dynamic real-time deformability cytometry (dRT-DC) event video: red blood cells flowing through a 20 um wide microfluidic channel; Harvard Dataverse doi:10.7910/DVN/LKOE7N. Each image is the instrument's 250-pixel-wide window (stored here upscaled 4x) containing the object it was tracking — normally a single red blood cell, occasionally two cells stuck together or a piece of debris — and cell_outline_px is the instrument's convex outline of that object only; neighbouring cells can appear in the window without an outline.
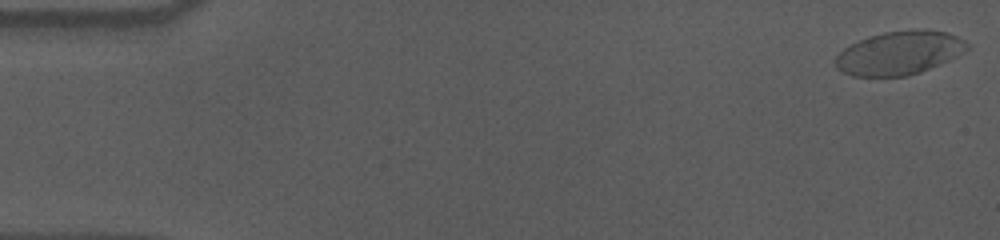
{"species": "human", "species_latin": "Homo sapiens", "temperature_condition": "cold", "stored_images_in_passage": 57, "camera_frame_rate_fps": 3000, "um_per_image_px": 0.085, "donor": {"sex": "male"}, "frame": {"image": 1, "passage_image": 1, "time_ms": 0.0, "image_size_px": [1000, 240], "cell_outline_px": [[972, 48], [948, 60], [920, 72], [908, 76], [852, 76], [836, 68], [836, 56], [844, 48], [868, 36], [884, 32], [920, 28], [928, 28], [948, 32], [972, 44]], "centroid_in_image_um": [76.5, 4.48], "position_along_channel_um": 8.5, "area_um2": 33.64}}
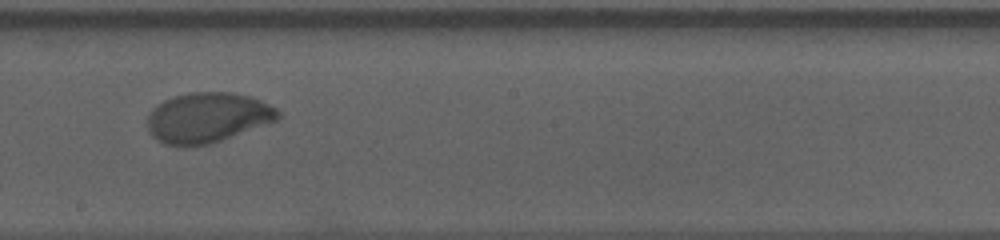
{"frame": {"image": 2, "passage_image": 32, "time_ms": 10.333, "image_size_px": [1000, 240], "cell_outline_px": [[280, 116], [276, 120], [220, 140], [208, 144], [164, 144], [156, 140], [148, 132], [148, 112], [156, 104], [172, 96], [192, 92], [232, 92], [248, 96], [260, 100], [276, 108], [280, 112]], "centroid_in_image_um": [17.59, 9.96], "position_along_channel_um": 230.6, "area_um2": 37.63}}
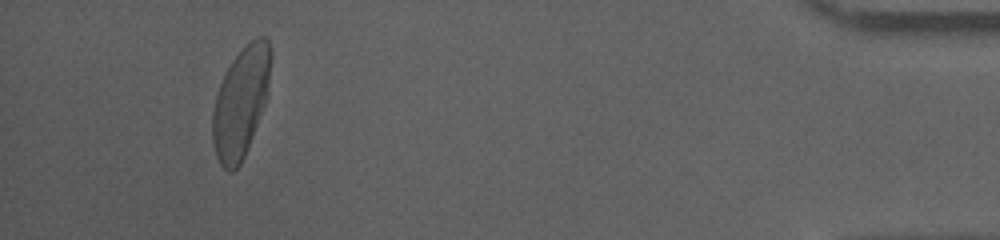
{"frame": {"image": 3, "passage_image": 53, "time_ms": 17.333, "image_size_px": [1000, 240], "cell_outline_px": [[272, 56], [264, 104], [252, 136], [244, 156], [240, 164], [232, 172], [228, 172], [220, 164], [216, 156], [212, 140], [212, 112], [216, 96], [220, 84], [232, 60], [256, 36], [264, 36], [268, 40], [272, 48]], "centroid_in_image_um": [20.45, 8.7], "position_along_channel_um": 414.7, "area_um2": 36.76}, "authors_computed_cell_mechanics": {"area_um2": 37.3966, "velocity_mm_per_s": 3.5757, "shape_relaxation_time_tau1_ms": 3.7886, "shape_relaxation_time_tau2_ms": 1.0299, "deformation_change_tau1": 0.1751, "deformation_change_tau2": 0.0394}}